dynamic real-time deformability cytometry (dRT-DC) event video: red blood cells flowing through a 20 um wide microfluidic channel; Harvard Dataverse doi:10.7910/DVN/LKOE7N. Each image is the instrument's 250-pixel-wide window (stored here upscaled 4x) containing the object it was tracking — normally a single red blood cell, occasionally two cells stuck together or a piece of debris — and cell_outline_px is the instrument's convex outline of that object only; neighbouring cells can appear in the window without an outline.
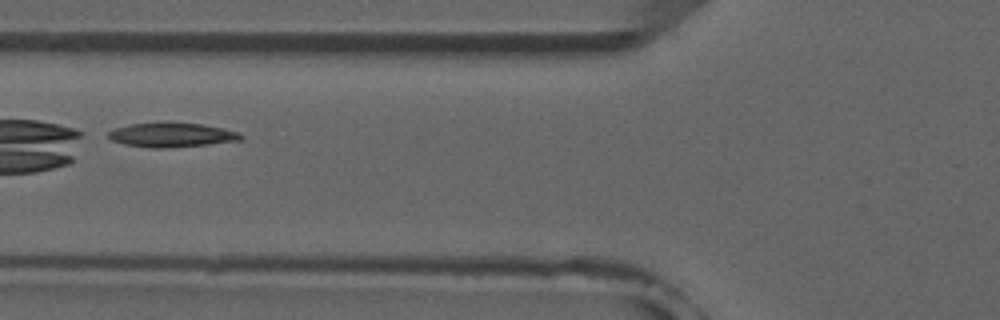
{"species": "common noctule bat (a hibernating species)", "species_latin": "Nyctalus noctula", "temperature_condition": "room temperature", "stored_images_in_passage": 8, "camera_frame_rate_fps": 3000, "um_per_image_px": 0.085, "animal": {"sex": "male", "forearm_length_mm": 52.5}, "frame": {"image": 1, "passage_image": 5, "time_ms": 4.667, "image_size_px": [1000, 320], "cell_outline_px": [[244, 136], [240, 140], [208, 144], [164, 148], [152, 148], [124, 144], [112, 140], [108, 136], [108, 132], [116, 128], [132, 124], [168, 120], [200, 124], [224, 128], [236, 132]], "centroid_in_image_um": [14.58, 11.44], "position_along_channel_um": 111.2, "area_um2": 19.02}}
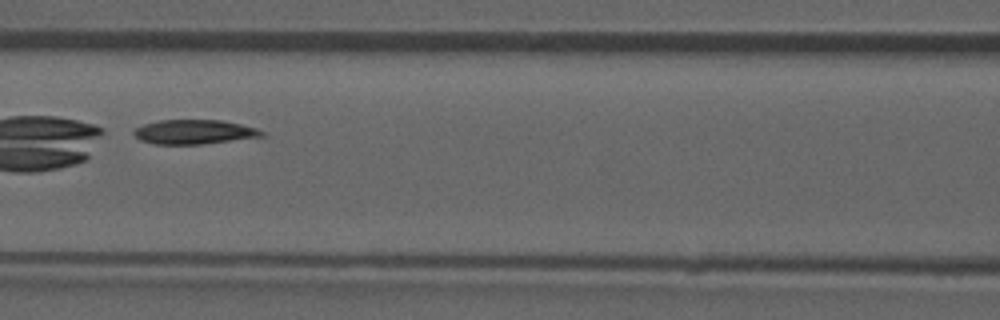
{"frame": {"image": 2, "passage_image": 6, "time_ms": 5.667, "image_size_px": [1000, 320], "cell_outline_px": [[264, 136], [200, 144], [152, 144], [140, 140], [132, 132], [136, 128], [144, 124], [160, 120], [220, 120], [240, 124], [256, 128], [264, 132]], "centroid_in_image_um": [16.47, 11.21], "position_along_channel_um": 150.1, "area_um2": 17.98}}